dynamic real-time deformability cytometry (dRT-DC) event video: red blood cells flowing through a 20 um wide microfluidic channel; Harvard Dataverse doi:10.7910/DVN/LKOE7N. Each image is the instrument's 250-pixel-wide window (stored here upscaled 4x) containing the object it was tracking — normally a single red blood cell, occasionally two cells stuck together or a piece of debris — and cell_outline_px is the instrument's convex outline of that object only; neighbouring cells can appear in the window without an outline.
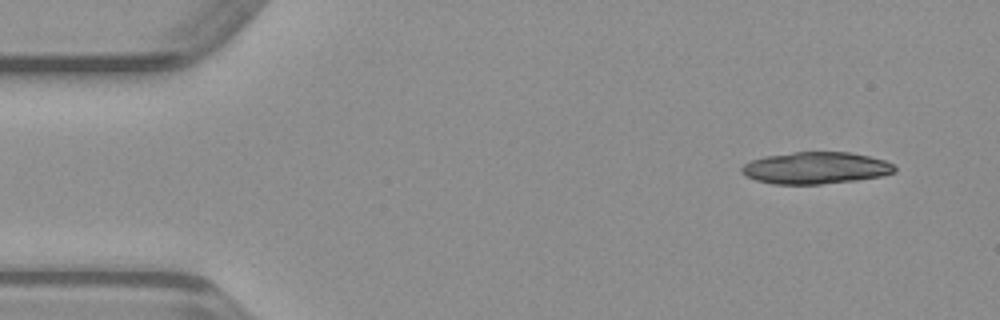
{"species": "common noctule bat (a hibernating species)", "species_latin": "Nyctalus noctula", "temperature_condition": "warm", "stored_images_in_passage": 13, "camera_frame_rate_fps": 3000, "um_per_image_px": 0.085, "animal": {"sex": "male", "body_mass_g": 23.1, "forearm_length_mm": 52.7}, "frame": {"image": 1, "passage_image": 1, "time_ms": 0.0, "image_size_px": [1000, 320], "cell_outline_px": [[896, 172], [880, 176], [856, 180], [820, 184], [772, 184], [756, 180], [744, 176], [740, 172], [740, 168], [744, 164], [752, 160], [764, 156], [792, 152], [848, 152], [868, 156], [884, 160], [892, 164], [896, 168]], "centroid_in_image_um": [69.29, 14.28], "position_along_channel_um": 15.7, "area_um2": 28.44}}